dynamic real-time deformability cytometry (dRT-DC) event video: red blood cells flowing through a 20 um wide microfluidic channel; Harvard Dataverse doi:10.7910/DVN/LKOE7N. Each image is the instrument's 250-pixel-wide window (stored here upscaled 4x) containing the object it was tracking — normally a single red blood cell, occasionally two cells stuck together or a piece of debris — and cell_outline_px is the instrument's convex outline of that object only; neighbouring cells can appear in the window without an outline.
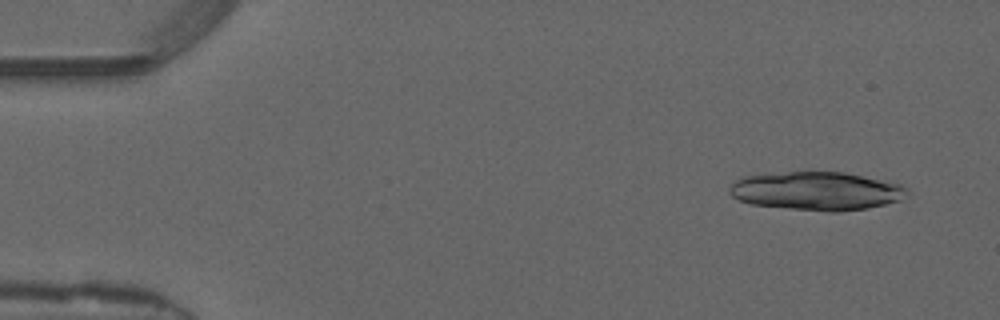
{"species": "common noctule bat (a hibernating species)", "species_latin": "Nyctalus noctula", "temperature_condition": "warm", "stored_images_in_passage": 15, "segment_of_instrument_passage": [1, 2], "camera_frame_rate_fps": 3000, "um_per_image_px": 0.085, "animal": {"sex": "male", "forearm_length_mm": 52.5}, "frame": {"image": 1, "passage_image": 3, "time_ms": 0.667, "image_size_px": [1000, 320], "cell_outline_px": [[888, 200], [876, 204], [860, 208], [808, 208], [760, 204], [744, 200], [748, 180], [804, 172], [828, 172], [852, 176], [868, 180], [880, 184], [888, 188]], "centroid_in_image_um": [69.35, 16.24], "position_along_channel_um": 15.7, "area_um2": 30.46}}